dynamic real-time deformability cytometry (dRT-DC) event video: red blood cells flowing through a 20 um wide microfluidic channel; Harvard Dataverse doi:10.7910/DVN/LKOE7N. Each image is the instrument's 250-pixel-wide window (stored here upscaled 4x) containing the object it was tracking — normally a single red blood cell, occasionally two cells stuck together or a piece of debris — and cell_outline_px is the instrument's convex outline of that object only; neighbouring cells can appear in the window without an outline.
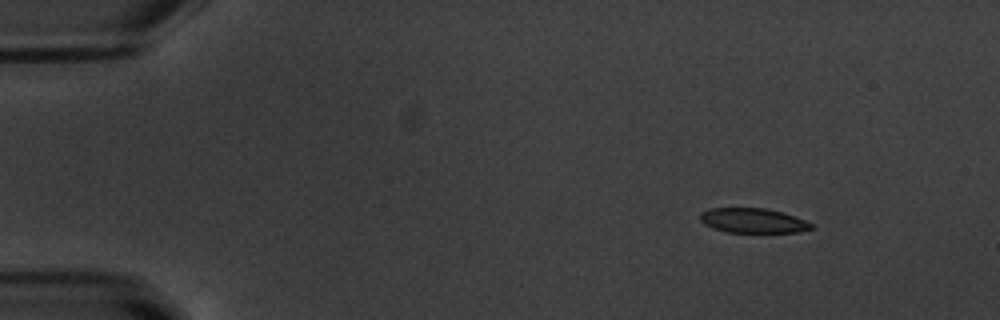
{"species": "common noctule bat (a hibernating species)", "species_latin": "Nyctalus noctula", "temperature_condition": "warm", "stored_images_in_passage": 48, "camera_frame_rate_fps": 3000, "um_per_image_px": 0.085, "animal": {"sex": "male", "body_mass_g": 20.1, "forearm_length_mm": 53.5}, "frame": {"image": 1, "passage_image": 1, "time_ms": 0.0, "image_size_px": [1000, 320], "cell_outline_px": [[816, 228], [800, 232], [728, 232], [712, 228], [704, 224], [700, 220], [700, 212], [708, 208], [764, 208], [784, 212], [804, 220], [812, 224]], "centroid_in_image_um": [64.0, 18.75], "position_along_channel_um": 21.0, "area_um2": 16.13}}
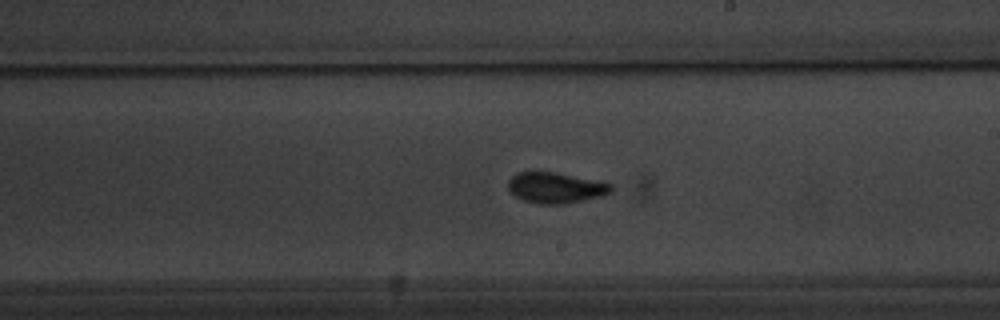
{"frame": {"image": 2, "passage_image": 26, "time_ms": 8.333, "image_size_px": [1000, 320], "cell_outline_px": [[612, 192], [604, 196], [564, 204], [536, 204], [524, 200], [516, 196], [508, 188], [508, 180], [516, 172], [556, 172], [604, 180], [612, 184]], "centroid_in_image_um": [47.31, 15.95], "position_along_channel_um": 241.7, "area_um2": 18.9}}
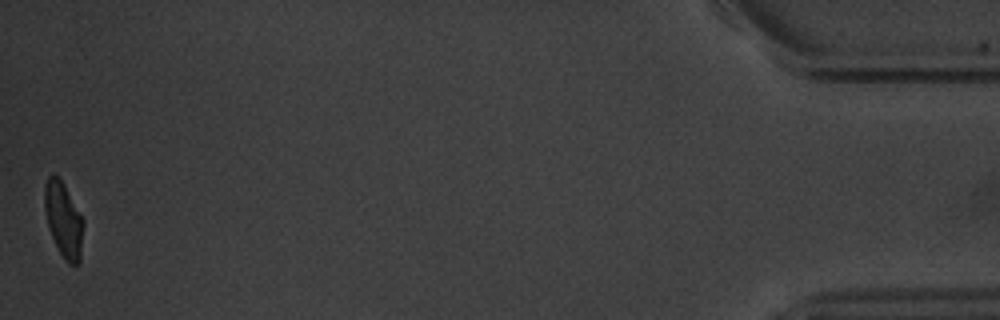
{"frame": {"image": 3, "passage_image": 48, "time_ms": 15.667, "image_size_px": [1000, 320], "cell_outline_px": [[84, 224], [80, 260], [76, 264], [68, 264], [60, 252], [48, 228], [44, 208], [44, 184], [48, 176], [52, 172], [64, 184], [84, 220]], "centroid_in_image_um": [5.39, 18.65], "position_along_channel_um": 429.8, "area_um2": 16.99}, "authors_computed_cell_mechanics": {"area_um2": 17.918, "velocity_mm_per_s": 3.7746, "shape_relaxation_time_tau1_ms": 3.4039, "shape_relaxation_time_tau2_ms": 1.0336, "deformation_change_tau1": 0.1474, "deformation_change_tau2": 0.0594}}